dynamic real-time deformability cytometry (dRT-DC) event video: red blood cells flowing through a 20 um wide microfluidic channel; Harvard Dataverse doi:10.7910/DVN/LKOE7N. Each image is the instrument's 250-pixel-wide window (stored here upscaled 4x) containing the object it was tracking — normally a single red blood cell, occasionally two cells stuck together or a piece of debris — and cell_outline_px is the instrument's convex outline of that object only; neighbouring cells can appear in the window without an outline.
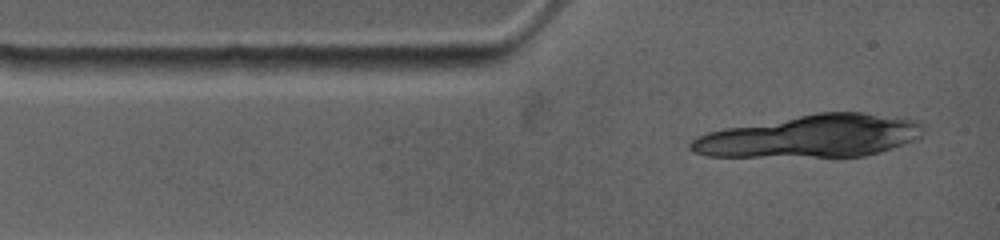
{"species": "common noctule bat (a hibernating species)", "species_latin": "Nyctalus noctula", "temperature_condition": "warm", "stored_images_in_passage": 1, "camera_frame_rate_fps": 4500, "um_per_image_px": 0.085, "animal": {"sex": "female", "body_mass_g": 19.0, "forearm_length_mm": 53.3}, "frame": {"image": 1, "passage_image": 1, "time_ms": 0.0, "image_size_px": [1000, 240], "cell_outline_px": [[500, 60], [488, 64], [460, 68], [364, 68], [376, 56], [488, 56]], "centroid_in_image_um": [36.48, 5.26], "position_along_channel_um": 48.5, "area_um2": 10.17}}